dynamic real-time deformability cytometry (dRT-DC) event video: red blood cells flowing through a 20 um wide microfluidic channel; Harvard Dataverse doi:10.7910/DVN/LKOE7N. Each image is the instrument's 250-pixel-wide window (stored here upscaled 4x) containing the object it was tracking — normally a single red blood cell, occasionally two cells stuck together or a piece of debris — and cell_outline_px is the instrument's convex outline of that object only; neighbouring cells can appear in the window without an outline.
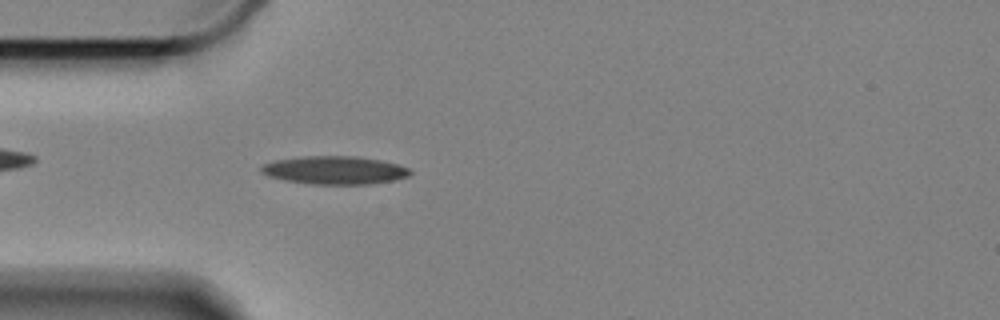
{"species": "Egyptian fruit bat (a non-hibernating species)", "species_latin": "Rousettus aegyptiacus", "temperature_condition": "cold", "stored_images_in_passage": 20, "camera_frame_rate_fps": 3000, "um_per_image_px": 0.085, "animal": {"sex": "female"}, "frame": {"image": 1, "passage_image": 16, "time_ms": 5.0, "image_size_px": [1000, 320], "cell_outline_px": [[412, 172], [408, 176], [392, 180], [368, 184], [312, 184], [284, 180], [268, 176], [260, 172], [260, 168], [264, 164], [276, 160], [304, 156], [356, 156], [380, 160], [396, 164], [408, 168]], "centroid_in_image_um": [28.41, 14.46], "position_along_channel_um": 56.6, "area_um2": 24.22}}
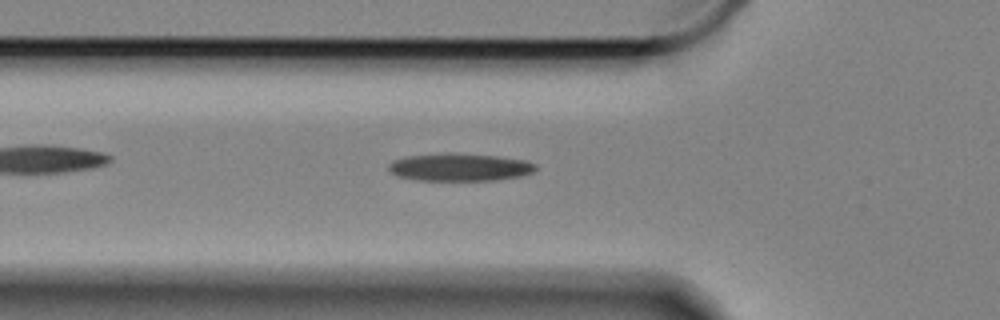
{"frame": {"image": 2, "passage_image": 19, "time_ms": 6.0, "image_size_px": [1000, 320], "cell_outline_px": [[536, 172], [524, 176], [496, 180], [416, 180], [396, 176], [388, 168], [388, 164], [392, 160], [408, 156], [496, 156], [524, 160], [536, 164]], "centroid_in_image_um": [39.13, 14.27], "position_along_channel_um": 86.7, "area_um2": 22.66}}